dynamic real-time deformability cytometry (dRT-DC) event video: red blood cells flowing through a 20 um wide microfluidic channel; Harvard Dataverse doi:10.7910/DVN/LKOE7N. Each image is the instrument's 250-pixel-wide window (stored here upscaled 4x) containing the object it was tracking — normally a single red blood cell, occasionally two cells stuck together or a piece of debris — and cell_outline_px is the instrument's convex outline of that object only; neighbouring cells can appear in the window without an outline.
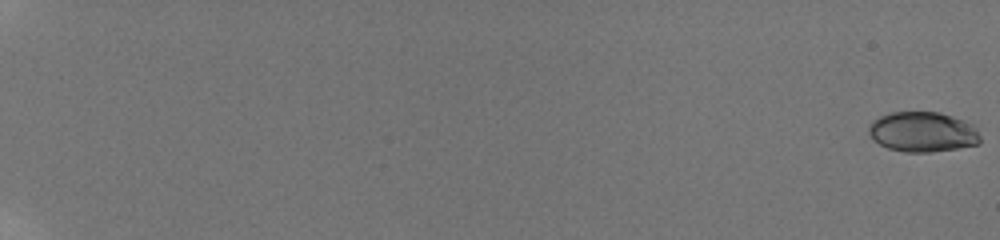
{"species": "human", "species_latin": "Homo sapiens", "temperature_condition": "room temperature", "stored_images_in_passage": 52, "camera_frame_rate_fps": 3000, "um_per_image_px": 0.085, "donor": {"sex": "male"}, "frame": {"image": 1, "passage_image": 1, "time_ms": 0.0, "image_size_px": [1000, 240], "cell_outline_px": [[980, 144], [932, 152], [904, 152], [888, 148], [872, 140], [868, 132], [868, 124], [872, 120], [880, 116], [892, 112], [936, 112], [952, 116], [964, 120], [972, 124], [976, 128], [980, 136]], "centroid_in_image_um": [78.4, 11.21], "position_along_channel_um": 6.6, "area_um2": 26.24}}
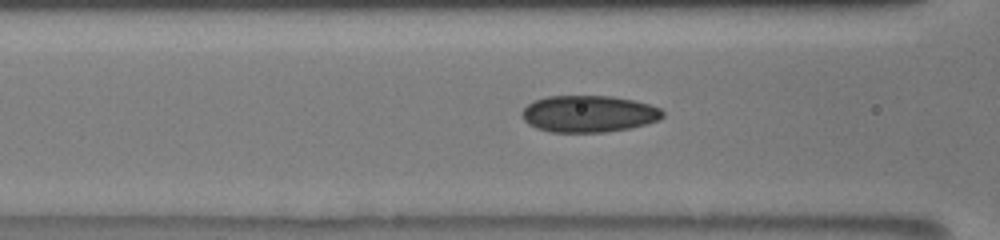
{"frame": {"image": 2, "passage_image": 27, "time_ms": 9.667, "image_size_px": [1000, 240], "cell_outline_px": [[664, 116], [660, 120], [628, 128], [604, 132], [552, 132], [536, 128], [528, 124], [524, 120], [520, 112], [528, 104], [536, 100], [548, 96], [612, 96], [636, 100], [660, 108], [664, 112]], "centroid_in_image_um": [50.04, 9.67], "position_along_channel_um": 116.6, "area_um2": 30.17}}
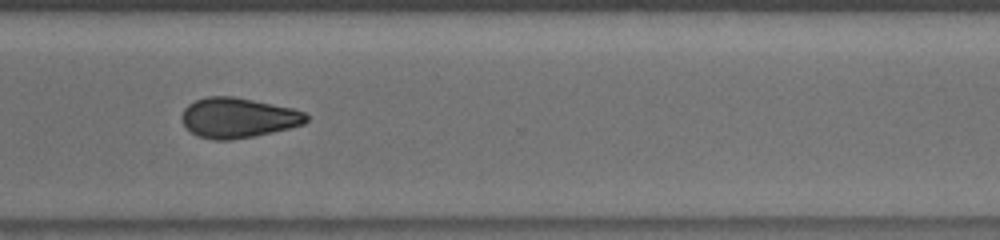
{"frame": {"image": 3, "passage_image": 42, "time_ms": 15.667, "image_size_px": [1000, 240], "cell_outline_px": [[308, 120], [304, 124], [272, 132], [232, 140], [212, 140], [196, 136], [184, 124], [180, 116], [184, 108], [188, 104], [204, 96], [232, 96], [292, 108], [304, 112], [308, 116]], "centroid_in_image_um": [20.2, 10.01], "position_along_channel_um": 350.4, "area_um2": 29.02}, "authors_computed_cell_mechanics": {"area_um2": 28.033, "velocity_mm_per_s": 3.9017, "shape_relaxation_time_tau1_ms": null, "shape_relaxation_time_tau2_ms": 5.9841, "deformation_change_tau1": null, "deformation_change_tau2": 0.0908}}